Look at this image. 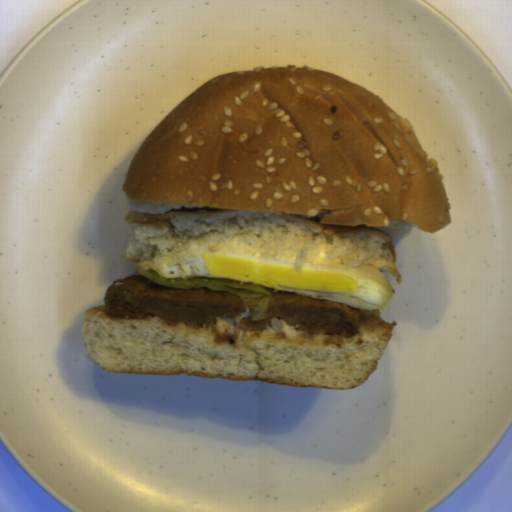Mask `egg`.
Instances as JSON below:
<instances>
[{
    "instance_id": "obj_1",
    "label": "egg",
    "mask_w": 512,
    "mask_h": 512,
    "mask_svg": "<svg viewBox=\"0 0 512 512\" xmlns=\"http://www.w3.org/2000/svg\"><path fill=\"white\" fill-rule=\"evenodd\" d=\"M154 273L162 278L212 277L312 293L342 294L370 305H380L388 294L380 281L359 272L232 251L172 255L158 262Z\"/></svg>"
}]
</instances>
